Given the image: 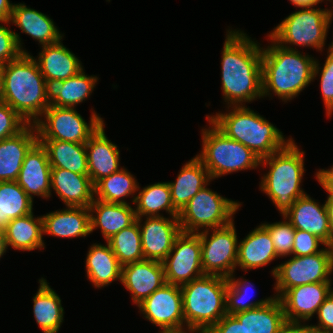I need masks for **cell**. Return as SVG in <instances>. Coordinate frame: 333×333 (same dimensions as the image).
I'll use <instances>...</instances> for the list:
<instances>
[{"label": "cell", "instance_id": "cell-1", "mask_svg": "<svg viewBox=\"0 0 333 333\" xmlns=\"http://www.w3.org/2000/svg\"><path fill=\"white\" fill-rule=\"evenodd\" d=\"M230 28L221 51L222 97L227 107L245 106L263 98L262 46L243 30Z\"/></svg>", "mask_w": 333, "mask_h": 333}, {"label": "cell", "instance_id": "cell-2", "mask_svg": "<svg viewBox=\"0 0 333 333\" xmlns=\"http://www.w3.org/2000/svg\"><path fill=\"white\" fill-rule=\"evenodd\" d=\"M271 43L262 47V96L293 100L313 82L316 59L308 53ZM273 94V95H272Z\"/></svg>", "mask_w": 333, "mask_h": 333}, {"label": "cell", "instance_id": "cell-3", "mask_svg": "<svg viewBox=\"0 0 333 333\" xmlns=\"http://www.w3.org/2000/svg\"><path fill=\"white\" fill-rule=\"evenodd\" d=\"M206 117L228 138L249 148L259 159L284 149L293 138L286 139L276 126L264 116L245 106H226ZM230 109V110H229Z\"/></svg>", "mask_w": 333, "mask_h": 333}, {"label": "cell", "instance_id": "cell-4", "mask_svg": "<svg viewBox=\"0 0 333 333\" xmlns=\"http://www.w3.org/2000/svg\"><path fill=\"white\" fill-rule=\"evenodd\" d=\"M4 68L2 99L27 124H34L50 106L45 94L46 79L33 55L22 53Z\"/></svg>", "mask_w": 333, "mask_h": 333}, {"label": "cell", "instance_id": "cell-5", "mask_svg": "<svg viewBox=\"0 0 333 333\" xmlns=\"http://www.w3.org/2000/svg\"><path fill=\"white\" fill-rule=\"evenodd\" d=\"M296 144L293 139L284 149L260 159V167L269 171L261 176L259 190L271 199L281 216L306 194L301 187L305 151Z\"/></svg>", "mask_w": 333, "mask_h": 333}, {"label": "cell", "instance_id": "cell-6", "mask_svg": "<svg viewBox=\"0 0 333 333\" xmlns=\"http://www.w3.org/2000/svg\"><path fill=\"white\" fill-rule=\"evenodd\" d=\"M228 279L205 274L180 286L185 333H206L226 312Z\"/></svg>", "mask_w": 333, "mask_h": 333}, {"label": "cell", "instance_id": "cell-7", "mask_svg": "<svg viewBox=\"0 0 333 333\" xmlns=\"http://www.w3.org/2000/svg\"><path fill=\"white\" fill-rule=\"evenodd\" d=\"M209 127L201 129L202 148L196 156L208 170L212 181L238 171L253 170L260 159L245 145L228 138L207 117Z\"/></svg>", "mask_w": 333, "mask_h": 333}, {"label": "cell", "instance_id": "cell-8", "mask_svg": "<svg viewBox=\"0 0 333 333\" xmlns=\"http://www.w3.org/2000/svg\"><path fill=\"white\" fill-rule=\"evenodd\" d=\"M298 8L301 9L285 17L267 36L286 49L298 50V46L322 52L331 27L327 7L322 9L314 5Z\"/></svg>", "mask_w": 333, "mask_h": 333}, {"label": "cell", "instance_id": "cell-9", "mask_svg": "<svg viewBox=\"0 0 333 333\" xmlns=\"http://www.w3.org/2000/svg\"><path fill=\"white\" fill-rule=\"evenodd\" d=\"M204 186L179 212L178 220L182 232L198 233L230 224L241 208L239 201L221 196Z\"/></svg>", "mask_w": 333, "mask_h": 333}, {"label": "cell", "instance_id": "cell-10", "mask_svg": "<svg viewBox=\"0 0 333 333\" xmlns=\"http://www.w3.org/2000/svg\"><path fill=\"white\" fill-rule=\"evenodd\" d=\"M333 247L325 246L321 252L308 256H293L271 270L275 278V297L280 298L288 289L311 283H332Z\"/></svg>", "mask_w": 333, "mask_h": 333}, {"label": "cell", "instance_id": "cell-11", "mask_svg": "<svg viewBox=\"0 0 333 333\" xmlns=\"http://www.w3.org/2000/svg\"><path fill=\"white\" fill-rule=\"evenodd\" d=\"M89 123L76 108L49 106L34 123L38 140H60L85 144L104 122L91 108Z\"/></svg>", "mask_w": 333, "mask_h": 333}, {"label": "cell", "instance_id": "cell-12", "mask_svg": "<svg viewBox=\"0 0 333 333\" xmlns=\"http://www.w3.org/2000/svg\"><path fill=\"white\" fill-rule=\"evenodd\" d=\"M200 236L204 274L228 278L235 273L238 255V236L235 221L197 233Z\"/></svg>", "mask_w": 333, "mask_h": 333}, {"label": "cell", "instance_id": "cell-13", "mask_svg": "<svg viewBox=\"0 0 333 333\" xmlns=\"http://www.w3.org/2000/svg\"><path fill=\"white\" fill-rule=\"evenodd\" d=\"M137 307L143 318L161 329L159 333H185L180 286L166 283Z\"/></svg>", "mask_w": 333, "mask_h": 333}, {"label": "cell", "instance_id": "cell-14", "mask_svg": "<svg viewBox=\"0 0 333 333\" xmlns=\"http://www.w3.org/2000/svg\"><path fill=\"white\" fill-rule=\"evenodd\" d=\"M162 264L168 284L182 286L205 275L200 236L197 233L181 232Z\"/></svg>", "mask_w": 333, "mask_h": 333}, {"label": "cell", "instance_id": "cell-15", "mask_svg": "<svg viewBox=\"0 0 333 333\" xmlns=\"http://www.w3.org/2000/svg\"><path fill=\"white\" fill-rule=\"evenodd\" d=\"M138 217L144 259L162 262L182 232L178 217Z\"/></svg>", "mask_w": 333, "mask_h": 333}, {"label": "cell", "instance_id": "cell-16", "mask_svg": "<svg viewBox=\"0 0 333 333\" xmlns=\"http://www.w3.org/2000/svg\"><path fill=\"white\" fill-rule=\"evenodd\" d=\"M333 291L332 283H311L288 289L279 299L287 321H309Z\"/></svg>", "mask_w": 333, "mask_h": 333}, {"label": "cell", "instance_id": "cell-17", "mask_svg": "<svg viewBox=\"0 0 333 333\" xmlns=\"http://www.w3.org/2000/svg\"><path fill=\"white\" fill-rule=\"evenodd\" d=\"M121 284L136 306L166 284L162 262L144 259L122 266Z\"/></svg>", "mask_w": 333, "mask_h": 333}, {"label": "cell", "instance_id": "cell-18", "mask_svg": "<svg viewBox=\"0 0 333 333\" xmlns=\"http://www.w3.org/2000/svg\"><path fill=\"white\" fill-rule=\"evenodd\" d=\"M51 165L46 149L37 142L26 154L16 182L33 200L51 197Z\"/></svg>", "mask_w": 333, "mask_h": 333}, {"label": "cell", "instance_id": "cell-19", "mask_svg": "<svg viewBox=\"0 0 333 333\" xmlns=\"http://www.w3.org/2000/svg\"><path fill=\"white\" fill-rule=\"evenodd\" d=\"M105 125L103 122L85 143L88 175L94 185L123 168L120 166V150L105 134Z\"/></svg>", "mask_w": 333, "mask_h": 333}, {"label": "cell", "instance_id": "cell-20", "mask_svg": "<svg viewBox=\"0 0 333 333\" xmlns=\"http://www.w3.org/2000/svg\"><path fill=\"white\" fill-rule=\"evenodd\" d=\"M96 75H87L82 69L78 74L64 81H45V94L48 104L56 107L76 108L90 98L98 84Z\"/></svg>", "mask_w": 333, "mask_h": 333}, {"label": "cell", "instance_id": "cell-21", "mask_svg": "<svg viewBox=\"0 0 333 333\" xmlns=\"http://www.w3.org/2000/svg\"><path fill=\"white\" fill-rule=\"evenodd\" d=\"M283 216L294 229L314 234L330 246V226L325 202L321 205L306 193Z\"/></svg>", "mask_w": 333, "mask_h": 333}, {"label": "cell", "instance_id": "cell-22", "mask_svg": "<svg viewBox=\"0 0 333 333\" xmlns=\"http://www.w3.org/2000/svg\"><path fill=\"white\" fill-rule=\"evenodd\" d=\"M37 142L34 124H27L16 135L0 140V182L17 180L26 154Z\"/></svg>", "mask_w": 333, "mask_h": 333}, {"label": "cell", "instance_id": "cell-23", "mask_svg": "<svg viewBox=\"0 0 333 333\" xmlns=\"http://www.w3.org/2000/svg\"><path fill=\"white\" fill-rule=\"evenodd\" d=\"M52 190L65 207H87L94 199V184L88 174H77L66 169L51 168Z\"/></svg>", "mask_w": 333, "mask_h": 333}, {"label": "cell", "instance_id": "cell-24", "mask_svg": "<svg viewBox=\"0 0 333 333\" xmlns=\"http://www.w3.org/2000/svg\"><path fill=\"white\" fill-rule=\"evenodd\" d=\"M44 235L60 238L87 237L91 234L90 210L69 207L42 215Z\"/></svg>", "mask_w": 333, "mask_h": 333}, {"label": "cell", "instance_id": "cell-25", "mask_svg": "<svg viewBox=\"0 0 333 333\" xmlns=\"http://www.w3.org/2000/svg\"><path fill=\"white\" fill-rule=\"evenodd\" d=\"M9 21L41 46L57 43L64 37L50 16L26 6L24 2L14 3Z\"/></svg>", "mask_w": 333, "mask_h": 333}, {"label": "cell", "instance_id": "cell-26", "mask_svg": "<svg viewBox=\"0 0 333 333\" xmlns=\"http://www.w3.org/2000/svg\"><path fill=\"white\" fill-rule=\"evenodd\" d=\"M89 210L91 233L99 228L106 242L136 221L135 208L131 204L108 203L93 199Z\"/></svg>", "mask_w": 333, "mask_h": 333}, {"label": "cell", "instance_id": "cell-27", "mask_svg": "<svg viewBox=\"0 0 333 333\" xmlns=\"http://www.w3.org/2000/svg\"><path fill=\"white\" fill-rule=\"evenodd\" d=\"M277 258L268 230L259 224L243 240H239L236 269L240 268L246 273L264 267Z\"/></svg>", "mask_w": 333, "mask_h": 333}, {"label": "cell", "instance_id": "cell-28", "mask_svg": "<svg viewBox=\"0 0 333 333\" xmlns=\"http://www.w3.org/2000/svg\"><path fill=\"white\" fill-rule=\"evenodd\" d=\"M62 41L40 46L41 50L35 58L46 80L64 81L84 69L80 59Z\"/></svg>", "mask_w": 333, "mask_h": 333}, {"label": "cell", "instance_id": "cell-29", "mask_svg": "<svg viewBox=\"0 0 333 333\" xmlns=\"http://www.w3.org/2000/svg\"><path fill=\"white\" fill-rule=\"evenodd\" d=\"M212 181L208 170L195 155L184 163L175 181H168L174 208L180 212L200 189Z\"/></svg>", "mask_w": 333, "mask_h": 333}, {"label": "cell", "instance_id": "cell-30", "mask_svg": "<svg viewBox=\"0 0 333 333\" xmlns=\"http://www.w3.org/2000/svg\"><path fill=\"white\" fill-rule=\"evenodd\" d=\"M105 243L107 244L93 243L89 247L85 260L87 278L98 289L115 281L121 282L122 265L109 243Z\"/></svg>", "mask_w": 333, "mask_h": 333}, {"label": "cell", "instance_id": "cell-31", "mask_svg": "<svg viewBox=\"0 0 333 333\" xmlns=\"http://www.w3.org/2000/svg\"><path fill=\"white\" fill-rule=\"evenodd\" d=\"M39 287L33 296V315L43 333H58L64 321V308L61 298L41 277Z\"/></svg>", "mask_w": 333, "mask_h": 333}, {"label": "cell", "instance_id": "cell-32", "mask_svg": "<svg viewBox=\"0 0 333 333\" xmlns=\"http://www.w3.org/2000/svg\"><path fill=\"white\" fill-rule=\"evenodd\" d=\"M6 245L18 251H35L45 249L43 240V218L30 213L11 220L4 230Z\"/></svg>", "mask_w": 333, "mask_h": 333}, {"label": "cell", "instance_id": "cell-33", "mask_svg": "<svg viewBox=\"0 0 333 333\" xmlns=\"http://www.w3.org/2000/svg\"><path fill=\"white\" fill-rule=\"evenodd\" d=\"M38 142L46 149L52 168L88 174L85 144L60 140H38Z\"/></svg>", "mask_w": 333, "mask_h": 333}, {"label": "cell", "instance_id": "cell-34", "mask_svg": "<svg viewBox=\"0 0 333 333\" xmlns=\"http://www.w3.org/2000/svg\"><path fill=\"white\" fill-rule=\"evenodd\" d=\"M138 186L134 202L136 218L163 216L165 211L169 217H178L179 212L174 208L168 182H157L141 188Z\"/></svg>", "mask_w": 333, "mask_h": 333}, {"label": "cell", "instance_id": "cell-35", "mask_svg": "<svg viewBox=\"0 0 333 333\" xmlns=\"http://www.w3.org/2000/svg\"><path fill=\"white\" fill-rule=\"evenodd\" d=\"M139 183L126 168L104 177L94 185V199L108 203L130 204L125 200L132 196L134 205Z\"/></svg>", "mask_w": 333, "mask_h": 333}, {"label": "cell", "instance_id": "cell-36", "mask_svg": "<svg viewBox=\"0 0 333 333\" xmlns=\"http://www.w3.org/2000/svg\"><path fill=\"white\" fill-rule=\"evenodd\" d=\"M234 316L244 323L248 333H277L286 320L282 303L277 297L264 306L240 312Z\"/></svg>", "mask_w": 333, "mask_h": 333}, {"label": "cell", "instance_id": "cell-37", "mask_svg": "<svg viewBox=\"0 0 333 333\" xmlns=\"http://www.w3.org/2000/svg\"><path fill=\"white\" fill-rule=\"evenodd\" d=\"M33 202L16 181L0 182V230L11 220L33 213Z\"/></svg>", "mask_w": 333, "mask_h": 333}, {"label": "cell", "instance_id": "cell-38", "mask_svg": "<svg viewBox=\"0 0 333 333\" xmlns=\"http://www.w3.org/2000/svg\"><path fill=\"white\" fill-rule=\"evenodd\" d=\"M235 273L229 276L228 286L226 288V312L229 315H234L240 312H245L250 309H254L260 306H264L271 302L275 296H269L265 299L256 301H250V292L254 287V284L250 280L244 277L235 278ZM250 288V289H249ZM255 289V288H254ZM250 290V291H249Z\"/></svg>", "mask_w": 333, "mask_h": 333}, {"label": "cell", "instance_id": "cell-39", "mask_svg": "<svg viewBox=\"0 0 333 333\" xmlns=\"http://www.w3.org/2000/svg\"><path fill=\"white\" fill-rule=\"evenodd\" d=\"M107 242L122 266L144 260L141 232L137 220L116 233Z\"/></svg>", "mask_w": 333, "mask_h": 333}, {"label": "cell", "instance_id": "cell-40", "mask_svg": "<svg viewBox=\"0 0 333 333\" xmlns=\"http://www.w3.org/2000/svg\"><path fill=\"white\" fill-rule=\"evenodd\" d=\"M331 47L332 43L328 45L327 57L323 65L319 64V60L316 59L313 72V80L317 76H320V93L323 98L327 118L333 114V50Z\"/></svg>", "mask_w": 333, "mask_h": 333}, {"label": "cell", "instance_id": "cell-41", "mask_svg": "<svg viewBox=\"0 0 333 333\" xmlns=\"http://www.w3.org/2000/svg\"><path fill=\"white\" fill-rule=\"evenodd\" d=\"M283 221L273 223H261L269 232L275 252L279 258L290 257L294 244L295 229L282 215Z\"/></svg>", "mask_w": 333, "mask_h": 333}, {"label": "cell", "instance_id": "cell-42", "mask_svg": "<svg viewBox=\"0 0 333 333\" xmlns=\"http://www.w3.org/2000/svg\"><path fill=\"white\" fill-rule=\"evenodd\" d=\"M9 20H0V65H6L9 61L15 60L22 53H29L23 48L20 33L13 31ZM25 49V50H24Z\"/></svg>", "mask_w": 333, "mask_h": 333}, {"label": "cell", "instance_id": "cell-43", "mask_svg": "<svg viewBox=\"0 0 333 333\" xmlns=\"http://www.w3.org/2000/svg\"><path fill=\"white\" fill-rule=\"evenodd\" d=\"M27 123L8 104L0 101V140L16 135Z\"/></svg>", "mask_w": 333, "mask_h": 333}, {"label": "cell", "instance_id": "cell-44", "mask_svg": "<svg viewBox=\"0 0 333 333\" xmlns=\"http://www.w3.org/2000/svg\"><path fill=\"white\" fill-rule=\"evenodd\" d=\"M327 244L314 234L295 229L294 244L292 248L293 256H308L321 252L324 248L320 246Z\"/></svg>", "mask_w": 333, "mask_h": 333}, {"label": "cell", "instance_id": "cell-45", "mask_svg": "<svg viewBox=\"0 0 333 333\" xmlns=\"http://www.w3.org/2000/svg\"><path fill=\"white\" fill-rule=\"evenodd\" d=\"M316 318L317 325L310 324L312 327L333 333V291L319 307Z\"/></svg>", "mask_w": 333, "mask_h": 333}, {"label": "cell", "instance_id": "cell-46", "mask_svg": "<svg viewBox=\"0 0 333 333\" xmlns=\"http://www.w3.org/2000/svg\"><path fill=\"white\" fill-rule=\"evenodd\" d=\"M206 333H248L244 323H241L234 315L226 314Z\"/></svg>", "mask_w": 333, "mask_h": 333}, {"label": "cell", "instance_id": "cell-47", "mask_svg": "<svg viewBox=\"0 0 333 333\" xmlns=\"http://www.w3.org/2000/svg\"><path fill=\"white\" fill-rule=\"evenodd\" d=\"M277 333H306V323L285 320Z\"/></svg>", "mask_w": 333, "mask_h": 333}, {"label": "cell", "instance_id": "cell-48", "mask_svg": "<svg viewBox=\"0 0 333 333\" xmlns=\"http://www.w3.org/2000/svg\"><path fill=\"white\" fill-rule=\"evenodd\" d=\"M14 3L10 0H0V20H9Z\"/></svg>", "mask_w": 333, "mask_h": 333}, {"label": "cell", "instance_id": "cell-49", "mask_svg": "<svg viewBox=\"0 0 333 333\" xmlns=\"http://www.w3.org/2000/svg\"><path fill=\"white\" fill-rule=\"evenodd\" d=\"M325 205L328 213L329 226H330V246L333 247V198L327 197Z\"/></svg>", "mask_w": 333, "mask_h": 333}, {"label": "cell", "instance_id": "cell-50", "mask_svg": "<svg viewBox=\"0 0 333 333\" xmlns=\"http://www.w3.org/2000/svg\"><path fill=\"white\" fill-rule=\"evenodd\" d=\"M322 188L327 192V197L333 198V179H316Z\"/></svg>", "mask_w": 333, "mask_h": 333}, {"label": "cell", "instance_id": "cell-51", "mask_svg": "<svg viewBox=\"0 0 333 333\" xmlns=\"http://www.w3.org/2000/svg\"><path fill=\"white\" fill-rule=\"evenodd\" d=\"M293 4L295 7L300 6H314L319 5L320 3L327 1V0H288Z\"/></svg>", "mask_w": 333, "mask_h": 333}, {"label": "cell", "instance_id": "cell-52", "mask_svg": "<svg viewBox=\"0 0 333 333\" xmlns=\"http://www.w3.org/2000/svg\"><path fill=\"white\" fill-rule=\"evenodd\" d=\"M316 179H333V164L328 169H319L315 173Z\"/></svg>", "mask_w": 333, "mask_h": 333}, {"label": "cell", "instance_id": "cell-53", "mask_svg": "<svg viewBox=\"0 0 333 333\" xmlns=\"http://www.w3.org/2000/svg\"><path fill=\"white\" fill-rule=\"evenodd\" d=\"M7 245L4 231L0 230V259L6 253Z\"/></svg>", "mask_w": 333, "mask_h": 333}, {"label": "cell", "instance_id": "cell-54", "mask_svg": "<svg viewBox=\"0 0 333 333\" xmlns=\"http://www.w3.org/2000/svg\"><path fill=\"white\" fill-rule=\"evenodd\" d=\"M3 85H4V68L3 65H0V101L3 94Z\"/></svg>", "mask_w": 333, "mask_h": 333}, {"label": "cell", "instance_id": "cell-55", "mask_svg": "<svg viewBox=\"0 0 333 333\" xmlns=\"http://www.w3.org/2000/svg\"><path fill=\"white\" fill-rule=\"evenodd\" d=\"M306 333H331V332L316 329L311 325H309V323L308 324L306 323Z\"/></svg>", "mask_w": 333, "mask_h": 333}, {"label": "cell", "instance_id": "cell-56", "mask_svg": "<svg viewBox=\"0 0 333 333\" xmlns=\"http://www.w3.org/2000/svg\"><path fill=\"white\" fill-rule=\"evenodd\" d=\"M332 2V6L333 7V0H327V2ZM330 7V9L327 8V15H328V20H329V24L331 25L332 24V21H333V9Z\"/></svg>", "mask_w": 333, "mask_h": 333}]
</instances>
